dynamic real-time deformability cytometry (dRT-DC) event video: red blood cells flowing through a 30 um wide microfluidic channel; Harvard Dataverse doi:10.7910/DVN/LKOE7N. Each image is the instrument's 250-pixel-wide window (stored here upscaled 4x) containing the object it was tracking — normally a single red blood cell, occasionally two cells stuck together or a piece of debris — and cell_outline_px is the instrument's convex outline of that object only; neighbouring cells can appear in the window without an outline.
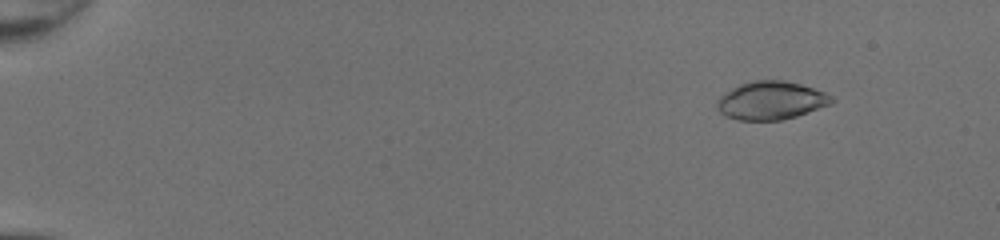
{"species": "common noctule bat (a hibernating species)", "species_latin": "Nyctalus noctula", "temperature_condition": "room temperature", "stored_images_in_passage": 51, "camera_frame_rate_fps": 3000, "um_per_image_px": 0.085, "animal": {"sex": "female", "body_mass_g": 20.0, "forearm_length_mm": 54.0}, "frame": {"image": 1, "passage_image": 7, "time_ms": 2.0, "image_size_px": [1000, 240], "cell_outline_px": [[836, 100], [832, 104], [796, 116], [780, 120], [736, 120], [724, 116], [716, 108], [716, 100], [724, 92], [740, 84], [752, 80], [784, 80], [800, 84], [824, 92], [832, 96]], "centroid_in_image_um": [65.51, 8.54], "position_along_channel_um": 19.5, "area_um2": 25.72}}
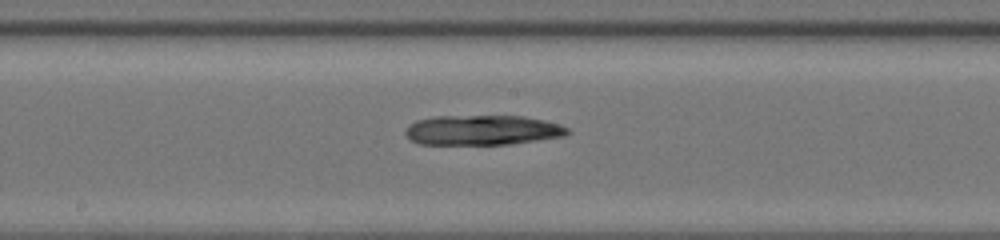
{"frame": {"image": 2, "passage_image": 30, "time_ms": 9.667, "image_size_px": [1000, 240], "cell_outline_px": [[572, 132], [564, 136], [512, 144], [420, 144], [412, 140], [404, 132], [408, 124], [416, 120], [432, 116], [524, 116], [544, 120], [560, 124], [568, 128]], "centroid_in_image_um": [41.02, 11.05], "position_along_channel_um": 207.2, "area_um2": 28.44}}
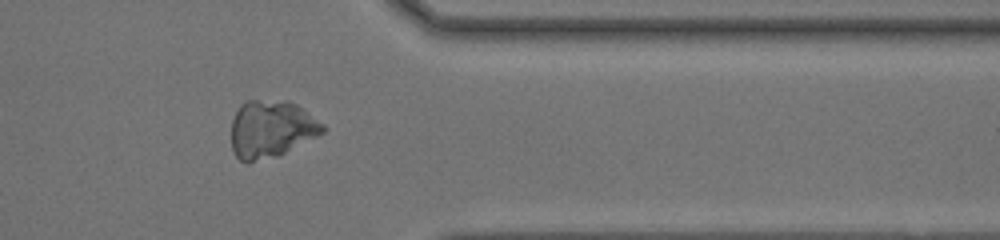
{"frame": {"image": 3, "passage_image": 43, "time_ms": 14.0, "image_size_px": [1000, 240], "cell_outline_px": [[328, 128], [324, 132], [276, 156], [248, 164], [240, 160], [236, 156], [232, 148], [232, 120], [240, 104], [248, 100], [288, 100], [296, 104], [324, 124]], "centroid_in_image_um": [23.04, 10.96], "position_along_channel_um": 388.4, "area_um2": 30.52}}